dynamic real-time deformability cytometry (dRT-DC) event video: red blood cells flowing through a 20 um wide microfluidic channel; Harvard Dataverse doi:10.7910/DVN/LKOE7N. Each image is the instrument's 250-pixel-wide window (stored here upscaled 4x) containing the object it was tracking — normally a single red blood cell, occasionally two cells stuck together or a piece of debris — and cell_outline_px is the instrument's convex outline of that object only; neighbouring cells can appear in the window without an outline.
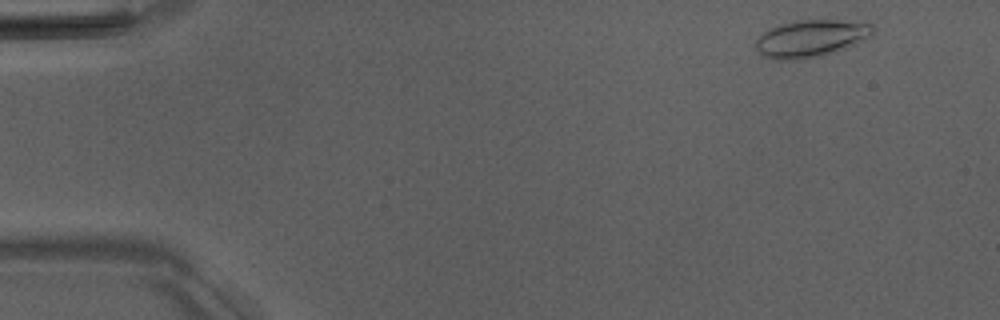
{"species": "Egyptian fruit bat (a non-hibernating species)", "species_latin": "Rousettus aegyptiacus", "temperature_condition": "room temperature", "stored_images_in_passage": 50, "camera_frame_rate_fps": 3000, "um_per_image_px": 0.085, "animal": {"sex": "male"}, "frame": {"image": 1, "passage_image": 3, "time_ms": 0.667, "image_size_px": [1000, 320], "cell_outline_px": [[876, 28], [872, 36], [848, 48], [836, 52], [796, 60], [772, 60], [764, 56], [756, 48], [756, 40], [768, 28], [780, 24], [796, 20], [836, 20], [872, 24]], "centroid_in_image_um": [68.95, 3.27], "position_along_channel_um": 16.1, "area_um2": 25.49}}
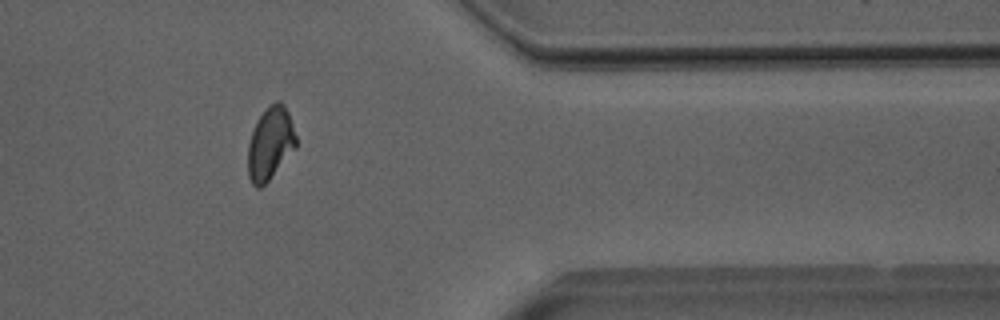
{"frame": {"image": 2, "passage_image": 41, "time_ms": 13.333, "image_size_px": [1000, 320], "cell_outline_px": [[296, 148], [268, 180], [260, 188], [256, 188], [252, 184], [248, 176], [248, 144], [252, 132], [260, 116], [276, 100], [280, 100], [284, 104], [288, 112], [296, 136]], "centroid_in_image_um": [22.97, 12.21], "position_along_channel_um": 388.4, "area_um2": 20.06}}
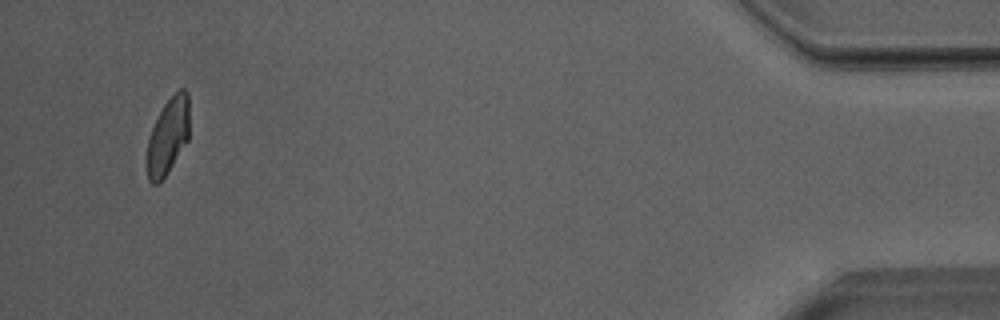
{"frame": {"image": 3, "passage_image": 48, "time_ms": 15.667, "image_size_px": [1000, 320], "cell_outline_px": [[188, 140], [164, 176], [156, 184], [152, 184], [148, 180], [144, 164], [144, 160], [148, 140], [152, 128], [164, 104], [180, 88], [184, 88], [188, 92]], "centroid_in_image_um": [14.23, 11.6], "position_along_channel_um": 421.0, "area_um2": 18.84}, "authors_computed_cell_mechanics": {"area_um2": 20.5768, "velocity_mm_per_s": 4.0022, "shape_relaxation_time_tau1_ms": 5.0028, "shape_relaxation_time_tau2_ms": 1.9574, "deformation_change_tau1": 0.1475, "deformation_change_tau2": 0.0685}}